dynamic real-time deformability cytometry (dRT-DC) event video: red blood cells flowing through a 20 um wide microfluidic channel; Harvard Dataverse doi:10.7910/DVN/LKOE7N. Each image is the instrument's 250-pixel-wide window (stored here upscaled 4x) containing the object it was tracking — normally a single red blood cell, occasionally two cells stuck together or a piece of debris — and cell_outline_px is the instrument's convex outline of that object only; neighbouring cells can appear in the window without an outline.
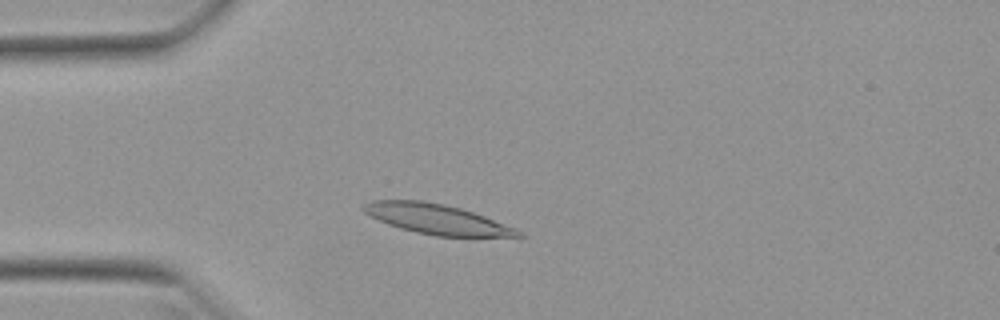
{"species": "Egyptian fruit bat (a non-hibernating species)", "species_latin": "Rousettus aegyptiacus", "temperature_condition": "warm", "stored_images_in_passage": 45, "camera_frame_rate_fps": 3000, "um_per_image_px": 0.085, "animal": {"sex": "female"}, "frame": {"image": 1, "passage_image": 6, "time_ms": 1.667, "image_size_px": [1000, 320], "cell_outline_px": [[524, 236], [520, 240], [436, 236], [416, 232], [400, 228], [388, 224], [368, 216], [360, 208], [360, 204], [368, 200], [420, 200], [444, 204], [460, 208], [484, 216], [516, 228], [524, 232]], "centroid_in_image_um": [37.26, 18.68], "position_along_channel_um": 47.7, "area_um2": 28.32}}
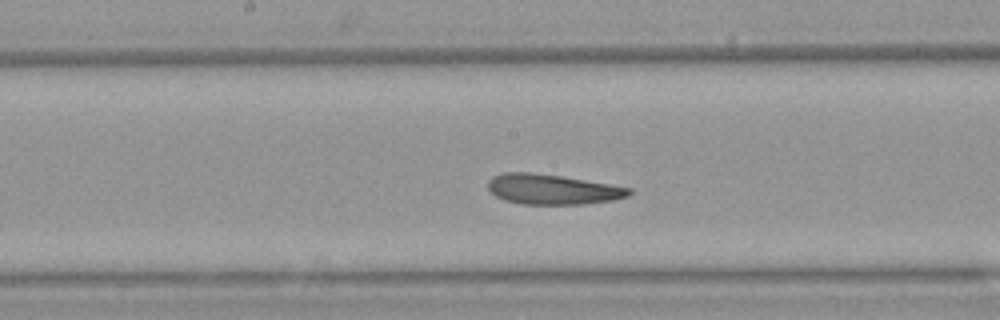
{"frame": {"image": 2, "passage_image": 19, "time_ms": 6.0, "image_size_px": [1000, 320], "cell_outline_px": [[632, 192], [628, 196], [612, 200], [584, 204], [520, 204], [504, 200], [496, 196], [488, 188], [488, 180], [492, 176], [504, 172], [532, 172], [560, 176], [632, 188]], "centroid_in_image_um": [46.92, 16.09], "position_along_channel_um": 201.3, "area_um2": 24.68}}
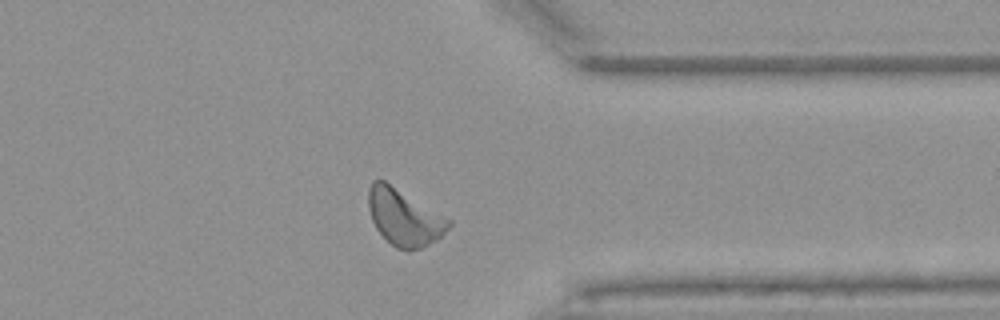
{"frame": {"image": 3, "passage_image": 33, "time_ms": 10.667, "image_size_px": [1000, 320], "cell_outline_px": [[452, 224], [436, 240], [420, 248], [408, 252], [396, 248], [376, 228], [372, 220], [368, 208], [368, 188], [372, 180], [384, 180], [452, 220]], "centroid_in_image_um": [34.34, 18.47], "position_along_channel_um": 377.1, "area_um2": 26.24}, "authors_computed_cell_mechanics": {"area_um2": 25.4898, "velocity_mm_per_s": 3.9105, "shape_relaxation_time_tau1_ms": 4.0653, "shape_relaxation_time_tau2_ms": 2.9894, "deformation_change_tau1": 0.1426, "deformation_change_tau2": 0.1078}}